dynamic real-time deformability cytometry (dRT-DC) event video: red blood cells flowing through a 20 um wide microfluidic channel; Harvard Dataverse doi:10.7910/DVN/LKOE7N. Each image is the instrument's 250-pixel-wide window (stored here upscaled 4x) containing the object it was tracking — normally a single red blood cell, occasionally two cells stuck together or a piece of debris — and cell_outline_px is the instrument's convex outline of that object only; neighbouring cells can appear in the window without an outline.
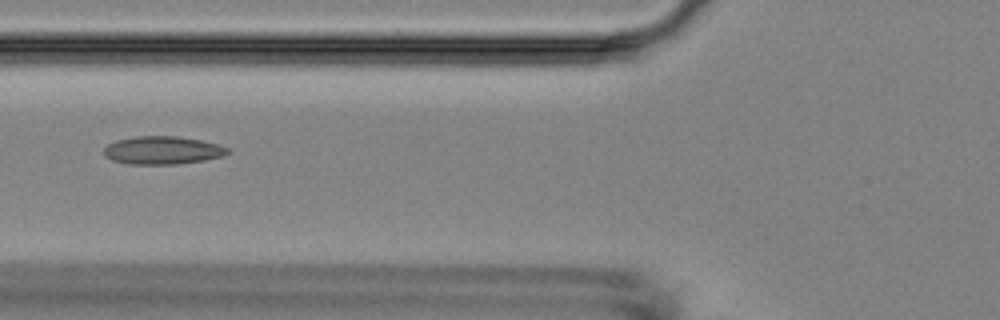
{"species": "Egyptian fruit bat (a non-hibernating species)", "species_latin": "Rousettus aegyptiacus", "temperature_condition": "room temperature", "stored_images_in_passage": 39, "camera_frame_rate_fps": 3000, "um_per_image_px": 0.085, "animal": {"sex": "female"}, "frame": {"image": 1, "passage_image": 6, "time_ms": 1.667, "image_size_px": [1000, 320], "cell_outline_px": [[232, 152], [224, 156], [204, 160], [176, 164], [128, 164], [112, 160], [104, 156], [104, 148], [108, 144], [116, 140], [136, 136], [176, 136], [200, 140], [216, 144], [228, 148]], "centroid_in_image_um": [13.81, 12.78], "position_along_channel_um": 112.0, "area_um2": 20.23}}
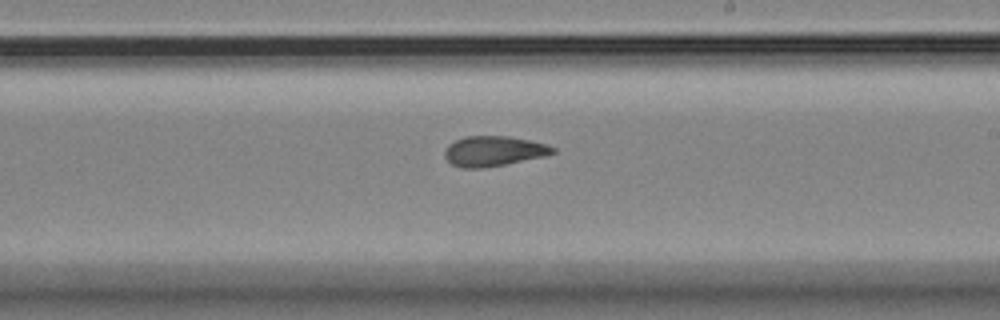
{"frame": {"image": 2, "passage_image": 17, "time_ms": 5.333, "image_size_px": [1000, 320], "cell_outline_px": [[556, 152], [544, 156], [484, 168], [460, 168], [452, 164], [444, 156], [444, 152], [448, 144], [464, 136], [508, 136], [528, 140], [544, 144], [556, 148]], "centroid_in_image_um": [41.92, 12.84], "position_along_channel_um": 247.1, "area_um2": 18.84}}
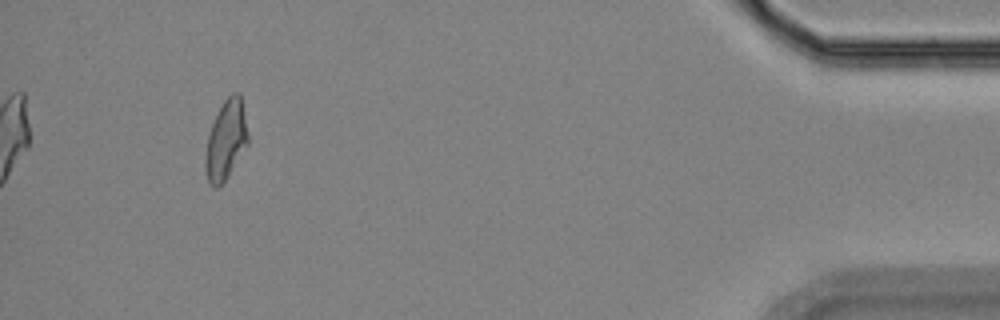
{"frame": {"image": 3, "passage_image": 36, "time_ms": 11.667, "image_size_px": [1000, 320], "cell_outline_px": [[248, 144], [228, 176], [216, 188], [212, 188], [208, 184], [204, 168], [204, 156], [208, 136], [212, 124], [224, 100], [232, 92], [240, 92], [248, 136]], "centroid_in_image_um": [19.18, 11.94], "position_along_channel_um": 416.0, "area_um2": 19.65}, "authors_computed_cell_mechanics": {"area_um2": 19.5942, "velocity_mm_per_s": 3.6797, "shape_relaxation_time_tau1_ms": null, "shape_relaxation_time_tau2_ms": 2.7153, "deformation_change_tau1": null, "deformation_change_tau2": 0.0985}}